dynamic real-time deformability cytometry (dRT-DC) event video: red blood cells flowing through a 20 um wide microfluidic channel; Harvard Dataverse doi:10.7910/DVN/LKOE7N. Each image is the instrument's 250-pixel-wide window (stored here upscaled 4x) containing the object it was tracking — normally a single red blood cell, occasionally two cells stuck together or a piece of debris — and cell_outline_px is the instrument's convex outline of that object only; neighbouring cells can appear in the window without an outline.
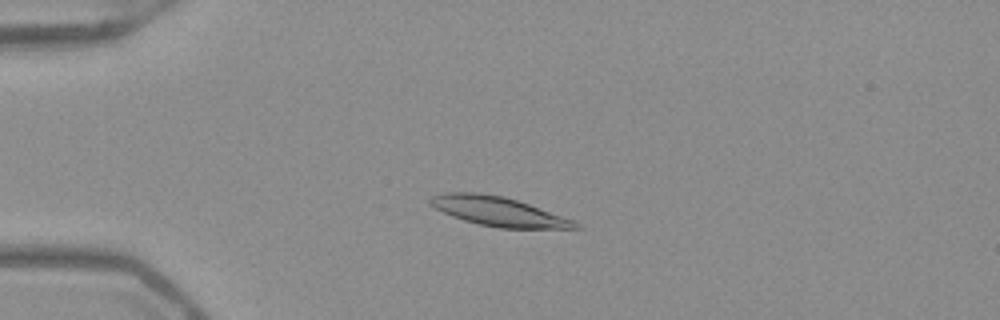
{"species": "Egyptian fruit bat (a non-hibernating species)", "species_latin": "Rousettus aegyptiacus", "temperature_condition": "warm", "stored_images_in_passage": 52, "camera_frame_rate_fps": 3000, "um_per_image_px": 0.085, "frame": {"image": 1, "passage_image": 13, "time_ms": 4.0, "image_size_px": [1000, 320], "cell_outline_px": [[584, 228], [500, 228], [480, 224], [464, 220], [452, 216], [428, 204], [428, 200], [432, 196], [448, 192], [476, 192], [504, 196], [528, 204], [572, 220], [580, 224]], "centroid_in_image_um": [42.33, 17.96], "position_along_channel_um": 42.7, "area_um2": 24.33}}
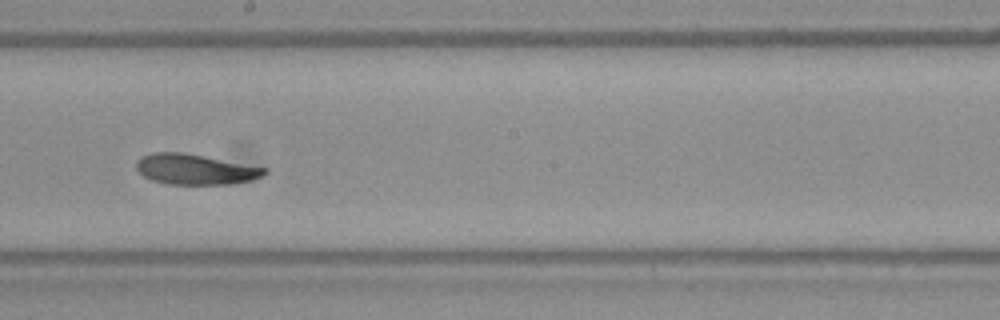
{"frame": {"image": 2, "passage_image": 30, "time_ms": 9.667, "image_size_px": [1000, 320], "cell_outline_px": [[268, 172], [252, 180], [232, 184], [168, 184], [152, 180], [144, 176], [136, 168], [136, 164], [140, 156], [152, 152], [184, 152], [268, 168]], "centroid_in_image_um": [16.59, 14.38], "position_along_channel_um": 231.6, "area_um2": 22.77}}
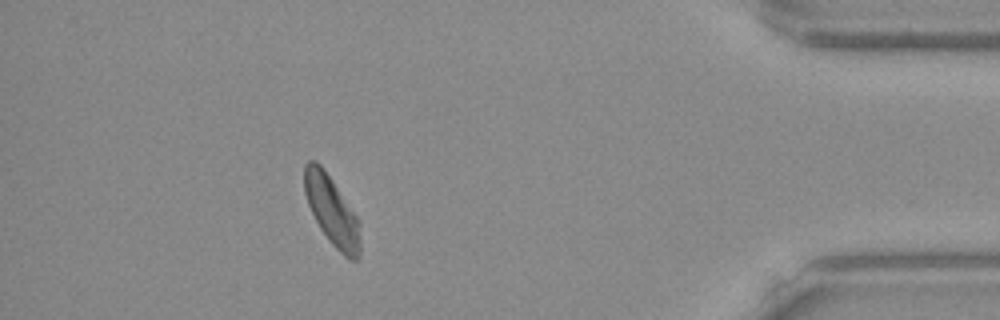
{"frame": {"image": 3, "passage_image": 47, "time_ms": 15.333, "image_size_px": [1000, 320], "cell_outline_px": [[360, 252], [356, 260], [348, 260], [332, 244], [320, 228], [308, 204], [304, 192], [304, 164], [308, 160], [316, 160], [320, 164], [332, 180], [356, 216], [360, 224]], "centroid_in_image_um": [28.2, 17.91], "position_along_channel_um": 407.0, "area_um2": 22.25}, "authors_computed_cell_mechanics": {"area_um2": 23.6113, "velocity_mm_per_s": 3.8952, "shape_relaxation_time_tau1_ms": 3.2166, "shape_relaxation_time_tau2_ms": 2.6777, "deformation_change_tau1": 0.1556, "deformation_change_tau2": 0.0855}}